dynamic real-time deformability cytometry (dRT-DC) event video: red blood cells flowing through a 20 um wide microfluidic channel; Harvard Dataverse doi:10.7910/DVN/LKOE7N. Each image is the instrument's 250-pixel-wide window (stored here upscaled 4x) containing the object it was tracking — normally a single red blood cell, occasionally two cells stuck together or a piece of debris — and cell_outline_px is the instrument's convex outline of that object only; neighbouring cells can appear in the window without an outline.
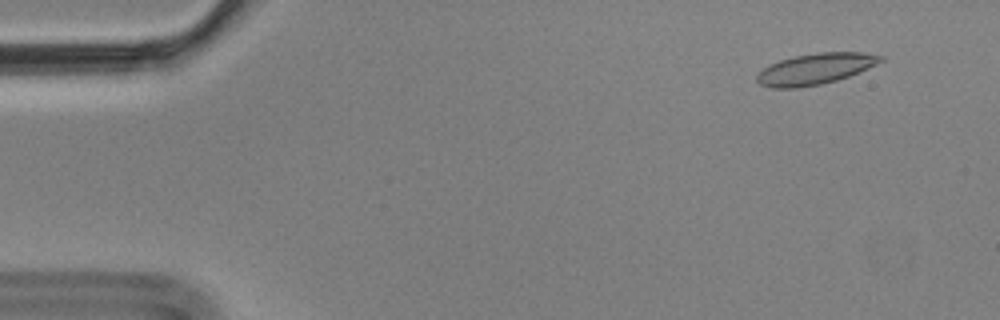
{"species": "Egyptian fruit bat (a non-hibernating species)", "species_latin": "Rousettus aegyptiacus", "temperature_condition": "cold", "stored_images_in_passage": 7, "camera_frame_rate_fps": 3000, "um_per_image_px": 0.085, "animal": {"sex": "male"}, "frame": {"image": 1, "passage_image": 2, "time_ms": 0.333, "image_size_px": [1000, 320], "cell_outline_px": [[884, 60], [868, 68], [848, 76], [836, 80], [820, 84], [796, 88], [772, 88], [760, 84], [756, 80], [756, 72], [768, 64], [792, 56], [816, 52], [864, 52], [884, 56]], "centroid_in_image_um": [69.25, 5.84], "position_along_channel_um": 15.7, "area_um2": 22.54}}
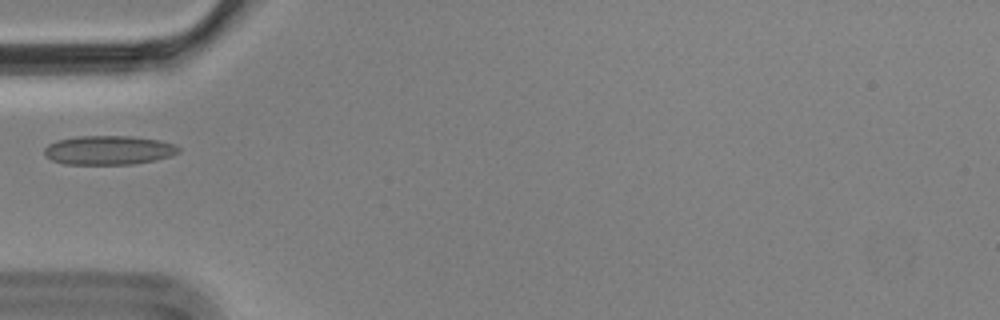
{"frame": {"image": 2, "passage_image": 6, "time_ms": 1.667, "image_size_px": [1000, 320], "cell_outline_px": [[180, 152], [172, 156], [156, 160], [132, 164], [64, 164], [52, 160], [44, 156], [44, 148], [48, 144], [56, 140], [76, 136], [132, 136], [160, 140], [176, 144], [180, 148]], "centroid_in_image_um": [9.25, 12.76], "position_along_channel_um": 75.8, "area_um2": 23.06}}